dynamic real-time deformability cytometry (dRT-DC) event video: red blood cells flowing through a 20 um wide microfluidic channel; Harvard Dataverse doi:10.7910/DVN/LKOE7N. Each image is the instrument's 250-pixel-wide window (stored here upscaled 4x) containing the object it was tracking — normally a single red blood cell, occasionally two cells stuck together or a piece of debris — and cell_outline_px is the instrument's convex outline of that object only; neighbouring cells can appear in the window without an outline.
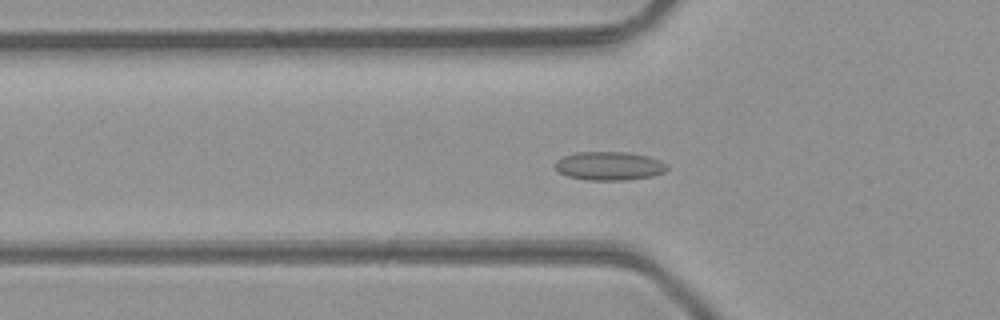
{"species": "common noctule bat (a hibernating species)", "species_latin": "Nyctalus noctula", "temperature_condition": "room temperature", "stored_images_in_passage": 41, "camera_frame_rate_fps": 3000, "um_per_image_px": 0.085, "animal": {"sex": "male", "body_mass_g": 23.1, "forearm_length_mm": 52.7}, "frame": {"image": 1, "passage_image": 9, "time_ms": 2.667, "image_size_px": [1000, 320], "cell_outline_px": [[668, 168], [664, 172], [652, 176], [624, 180], [588, 180], [568, 176], [560, 172], [552, 164], [556, 160], [564, 156], [576, 152], [628, 152], [648, 156], [660, 160]], "centroid_in_image_um": [51.76, 14.1], "position_along_channel_um": 74.0, "area_um2": 18.61}}
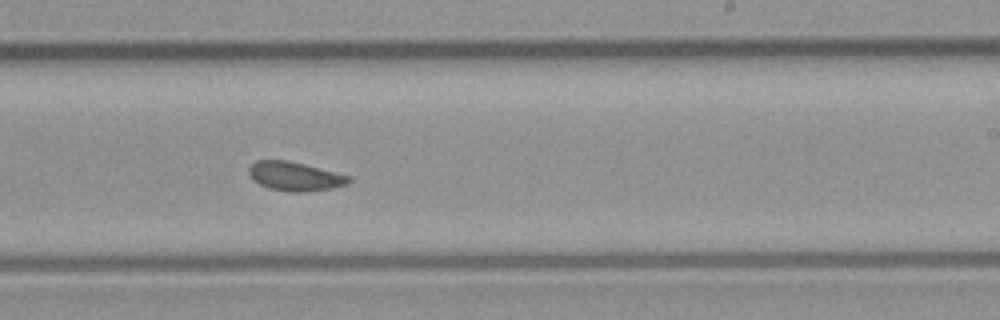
{"frame": {"image": 2, "passage_image": 22, "time_ms": 7.0, "image_size_px": [1000, 320], "cell_outline_px": [[352, 180], [348, 184], [332, 188], [304, 192], [288, 192], [268, 188], [252, 180], [248, 172], [248, 168], [256, 160], [288, 160], [352, 176]], "centroid_in_image_um": [25.07, 14.99], "position_along_channel_um": 263.9, "area_um2": 17.05}}
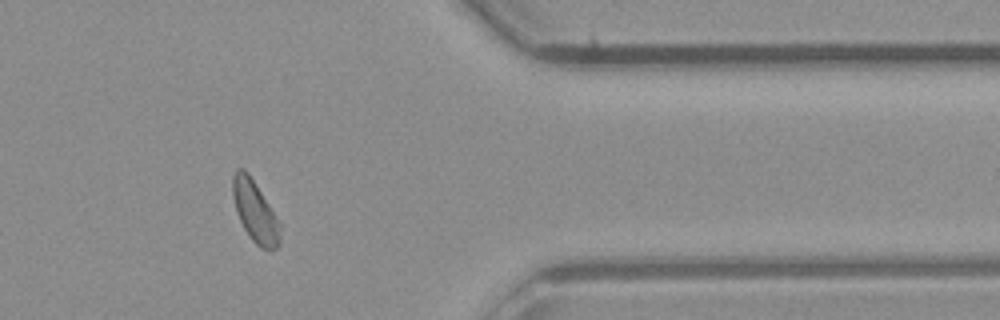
{"frame": {"image": 3, "passage_image": 32, "time_ms": 10.333, "image_size_px": [1000, 320], "cell_outline_px": [[280, 244], [276, 248], [260, 248], [252, 240], [244, 228], [236, 212], [232, 196], [232, 176], [236, 168], [244, 168], [248, 172], [268, 204], [280, 224]], "centroid_in_image_um": [21.64, 17.95], "position_along_channel_um": 389.8, "area_um2": 16.7}, "authors_computed_cell_mechanics": {"area_um2": 17.2822, "velocity_mm_per_s": 4.3653, "shape_relaxation_time_tau1_ms": null, "shape_relaxation_time_tau2_ms": 0.9745, "deformation_change_tau1": null, "deformation_change_tau2": 0.0686}}